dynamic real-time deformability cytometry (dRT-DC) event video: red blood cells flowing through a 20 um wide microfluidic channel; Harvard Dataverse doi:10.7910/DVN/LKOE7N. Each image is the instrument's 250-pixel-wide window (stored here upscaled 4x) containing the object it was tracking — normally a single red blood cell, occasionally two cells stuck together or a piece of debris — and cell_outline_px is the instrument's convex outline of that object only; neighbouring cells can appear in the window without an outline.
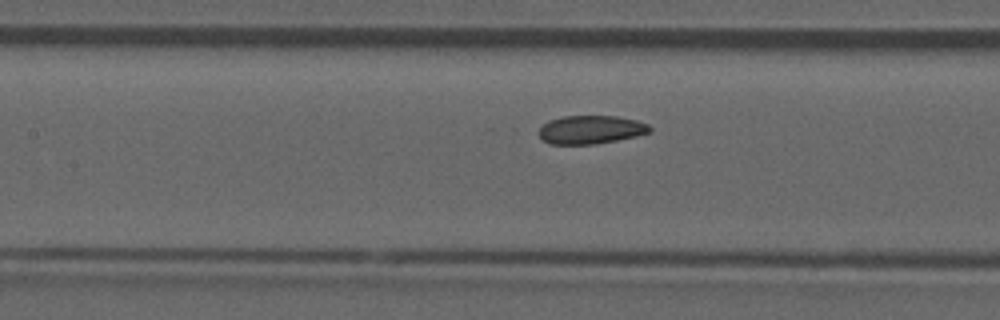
{"species": "common noctule bat (a hibernating species)", "species_latin": "Nyctalus noctula", "temperature_condition": "room temperature", "stored_images_in_passage": 52, "camera_frame_rate_fps": 3000, "um_per_image_px": 0.085, "animal": {"sex": "male", "forearm_length_mm": 52.5}, "frame": {"image": 1, "passage_image": 23, "time_ms": 7.333, "image_size_px": [1000, 320], "cell_outline_px": [[652, 132], [636, 136], [596, 144], [548, 144], [540, 136], [540, 128], [548, 120], [564, 116], [616, 116], [636, 120], [648, 124], [652, 128]], "centroid_in_image_um": [50.24, 11.02], "position_along_channel_um": 157.2, "area_um2": 18.32}, "authors_computed_cell_mechanics": {"area_um2": 18.9584, "velocity_mm_per_s": 3.9128, "shape_relaxation_time_tau1_ms": 5.7857, "shape_relaxation_time_tau2_ms": 2.542, "deformation_change_tau1": 0.0605, "deformation_change_tau2": 0.064}}